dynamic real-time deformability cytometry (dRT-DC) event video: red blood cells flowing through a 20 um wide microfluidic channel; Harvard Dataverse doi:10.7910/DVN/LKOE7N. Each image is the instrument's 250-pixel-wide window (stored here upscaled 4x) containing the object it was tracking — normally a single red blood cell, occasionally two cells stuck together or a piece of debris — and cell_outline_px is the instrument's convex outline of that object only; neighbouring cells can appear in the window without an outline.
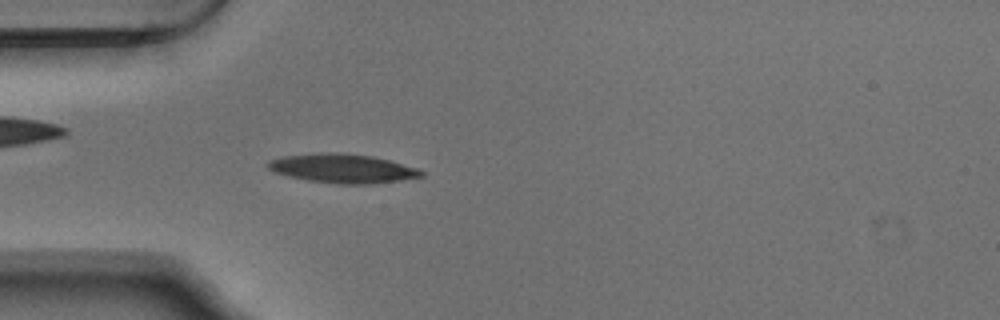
{"species": "Egyptian fruit bat (a non-hibernating species)", "species_latin": "Rousettus aegyptiacus", "temperature_condition": "warm", "stored_images_in_passage": 54, "camera_frame_rate_fps": 3000, "um_per_image_px": 0.085, "animal": {"sex": "male"}, "frame": {"image": 1, "passage_image": 16, "time_ms": 5.0, "image_size_px": [1000, 320], "cell_outline_px": [[424, 176], [400, 180], [372, 184], [340, 184], [308, 180], [288, 176], [276, 172], [268, 168], [264, 164], [268, 160], [280, 156], [320, 152], [344, 152], [372, 156], [388, 160], [416, 168], [424, 172]], "centroid_in_image_um": [29.07, 14.3], "position_along_channel_um": 55.9, "area_um2": 26.07}}
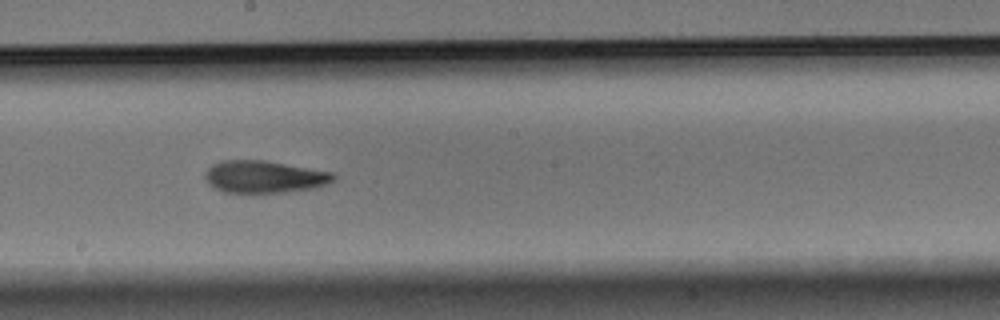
{"frame": {"image": 2, "passage_image": 30, "time_ms": 9.667, "image_size_px": [1000, 320], "cell_outline_px": [[336, 180], [328, 184], [316, 188], [284, 192], [224, 192], [208, 184], [204, 176], [204, 172], [212, 164], [220, 160], [264, 160], [336, 172]], "centroid_in_image_um": [22.51, 15.01], "position_along_channel_um": 225.7, "area_um2": 24.45}}
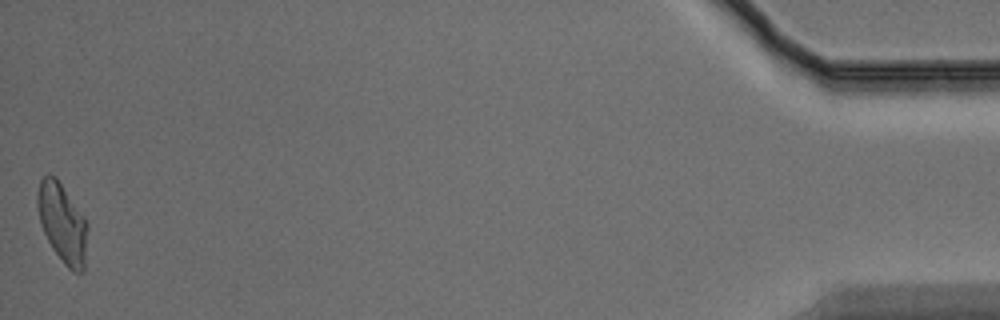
{"frame": {"image": 3, "passage_image": 54, "time_ms": 17.667, "image_size_px": [1000, 320], "cell_outline_px": [[88, 228], [84, 272], [72, 272], [64, 264], [52, 248], [40, 224], [36, 204], [36, 192], [40, 180], [48, 172], [56, 176], [84, 216], [88, 224]], "centroid_in_image_um": [5.29, 18.93], "position_along_channel_um": 429.9, "area_um2": 23.52}, "authors_computed_cell_mechanics": {"area_um2": 23.5824, "velocity_mm_per_s": 3.7404, "shape_relaxation_time_tau1_ms": 7.5424, "shape_relaxation_time_tau2_ms": 4.671, "deformation_change_tau1": 0.2195, "deformation_change_tau2": 0.1435}}